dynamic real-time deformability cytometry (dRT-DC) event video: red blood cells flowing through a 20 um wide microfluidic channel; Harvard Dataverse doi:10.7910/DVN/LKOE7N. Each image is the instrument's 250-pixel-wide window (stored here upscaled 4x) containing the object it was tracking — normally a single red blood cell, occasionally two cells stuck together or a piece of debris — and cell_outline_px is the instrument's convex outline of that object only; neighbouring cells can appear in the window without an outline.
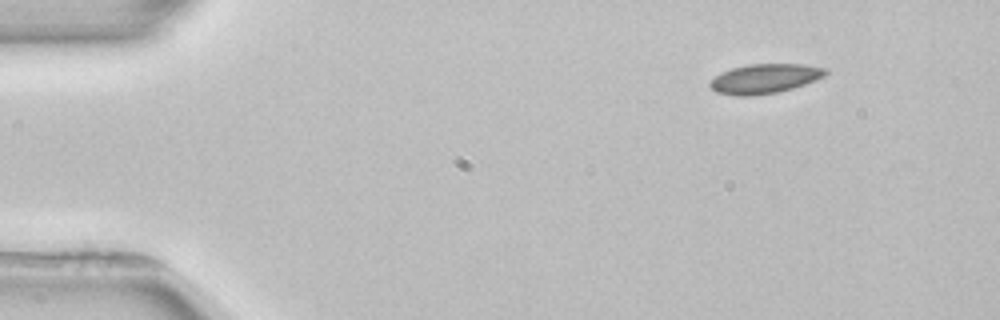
{"species": "common noctule bat (a hibernating species)", "species_latin": "Nyctalus noctula", "temperature_condition": "room temperature", "stored_images_in_passage": 4, "segment_of_instrument_passage": [2, 2], "camera_frame_rate_fps": 3000, "um_per_image_px": 0.085, "animal": {"sex": "female", "body_mass_g": 22.7, "forearm_length_mm": 54.2}, "frame": {"image": 1, "passage_image": 4, "time_ms": 5.667, "image_size_px": [1000, 320], "cell_outline_px": [[828, 72], [824, 76], [816, 80], [792, 88], [776, 92], [752, 96], [736, 96], [716, 92], [708, 84], [716, 76], [732, 68], [748, 64], [804, 64], [828, 68]], "centroid_in_image_um": [65.03, 6.68], "position_along_channel_um": 20.0, "area_um2": 19.77}}